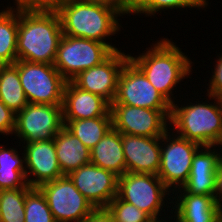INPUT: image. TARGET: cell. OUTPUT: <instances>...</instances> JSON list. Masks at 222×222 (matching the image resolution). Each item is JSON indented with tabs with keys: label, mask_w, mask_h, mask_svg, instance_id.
<instances>
[{
	"label": "cell",
	"mask_w": 222,
	"mask_h": 222,
	"mask_svg": "<svg viewBox=\"0 0 222 222\" xmlns=\"http://www.w3.org/2000/svg\"><path fill=\"white\" fill-rule=\"evenodd\" d=\"M62 36L56 10L18 9L17 60L54 64Z\"/></svg>",
	"instance_id": "6da1fadb"
},
{
	"label": "cell",
	"mask_w": 222,
	"mask_h": 222,
	"mask_svg": "<svg viewBox=\"0 0 222 222\" xmlns=\"http://www.w3.org/2000/svg\"><path fill=\"white\" fill-rule=\"evenodd\" d=\"M175 44V45H174ZM147 50V51H146ZM129 59L144 73L155 89L172 105L176 101L174 87L192 74V61L168 38H162L151 48ZM183 79V80H182ZM173 97V98H172Z\"/></svg>",
	"instance_id": "7a4b0ae2"
},
{
	"label": "cell",
	"mask_w": 222,
	"mask_h": 222,
	"mask_svg": "<svg viewBox=\"0 0 222 222\" xmlns=\"http://www.w3.org/2000/svg\"><path fill=\"white\" fill-rule=\"evenodd\" d=\"M56 11L63 35L96 40L107 43L113 51L119 50L106 42L107 37L121 31L118 17L123 15L117 9L87 0H65Z\"/></svg>",
	"instance_id": "3957f363"
},
{
	"label": "cell",
	"mask_w": 222,
	"mask_h": 222,
	"mask_svg": "<svg viewBox=\"0 0 222 222\" xmlns=\"http://www.w3.org/2000/svg\"><path fill=\"white\" fill-rule=\"evenodd\" d=\"M210 100L171 105L170 131L201 146H220L222 143V98L207 94ZM200 102V103H199ZM213 103V104H212ZM180 106V107H179ZM173 125V126H172ZM175 131V132H174Z\"/></svg>",
	"instance_id": "277c9868"
},
{
	"label": "cell",
	"mask_w": 222,
	"mask_h": 222,
	"mask_svg": "<svg viewBox=\"0 0 222 222\" xmlns=\"http://www.w3.org/2000/svg\"><path fill=\"white\" fill-rule=\"evenodd\" d=\"M21 85L28 103L62 105L66 80L54 64L17 60Z\"/></svg>",
	"instance_id": "5b68a950"
},
{
	"label": "cell",
	"mask_w": 222,
	"mask_h": 222,
	"mask_svg": "<svg viewBox=\"0 0 222 222\" xmlns=\"http://www.w3.org/2000/svg\"><path fill=\"white\" fill-rule=\"evenodd\" d=\"M113 52L107 43L63 35L54 66L68 82L82 71L101 64Z\"/></svg>",
	"instance_id": "8992f818"
},
{
	"label": "cell",
	"mask_w": 222,
	"mask_h": 222,
	"mask_svg": "<svg viewBox=\"0 0 222 222\" xmlns=\"http://www.w3.org/2000/svg\"><path fill=\"white\" fill-rule=\"evenodd\" d=\"M163 181L154 174L126 172L118 177L117 197L133 204L138 209L147 213L150 217H159L166 205L164 199L168 198L171 191ZM168 195V196H166ZM160 213V214H159Z\"/></svg>",
	"instance_id": "52a82bcc"
},
{
	"label": "cell",
	"mask_w": 222,
	"mask_h": 222,
	"mask_svg": "<svg viewBox=\"0 0 222 222\" xmlns=\"http://www.w3.org/2000/svg\"><path fill=\"white\" fill-rule=\"evenodd\" d=\"M201 147L198 143L180 137L173 131H167L161 136L160 168L157 176L169 191L174 193L187 182L193 157Z\"/></svg>",
	"instance_id": "ba28073f"
},
{
	"label": "cell",
	"mask_w": 222,
	"mask_h": 222,
	"mask_svg": "<svg viewBox=\"0 0 222 222\" xmlns=\"http://www.w3.org/2000/svg\"><path fill=\"white\" fill-rule=\"evenodd\" d=\"M38 188L45 196L56 222H84L95 210L68 175L46 182Z\"/></svg>",
	"instance_id": "9c48e42d"
},
{
	"label": "cell",
	"mask_w": 222,
	"mask_h": 222,
	"mask_svg": "<svg viewBox=\"0 0 222 222\" xmlns=\"http://www.w3.org/2000/svg\"><path fill=\"white\" fill-rule=\"evenodd\" d=\"M63 127L62 105L28 103L16 113L13 134L22 143H32L53 140Z\"/></svg>",
	"instance_id": "30bf717a"
},
{
	"label": "cell",
	"mask_w": 222,
	"mask_h": 222,
	"mask_svg": "<svg viewBox=\"0 0 222 222\" xmlns=\"http://www.w3.org/2000/svg\"><path fill=\"white\" fill-rule=\"evenodd\" d=\"M111 104H124L153 110H171V104L130 59L120 72L117 94Z\"/></svg>",
	"instance_id": "8fae6325"
},
{
	"label": "cell",
	"mask_w": 222,
	"mask_h": 222,
	"mask_svg": "<svg viewBox=\"0 0 222 222\" xmlns=\"http://www.w3.org/2000/svg\"><path fill=\"white\" fill-rule=\"evenodd\" d=\"M171 110L111 104L112 126L121 134L161 137L167 131Z\"/></svg>",
	"instance_id": "7c38bea8"
},
{
	"label": "cell",
	"mask_w": 222,
	"mask_h": 222,
	"mask_svg": "<svg viewBox=\"0 0 222 222\" xmlns=\"http://www.w3.org/2000/svg\"><path fill=\"white\" fill-rule=\"evenodd\" d=\"M129 54L114 51L101 64L82 71L71 82L78 88L97 94L110 104L117 94L118 78Z\"/></svg>",
	"instance_id": "4fadbf2b"
},
{
	"label": "cell",
	"mask_w": 222,
	"mask_h": 222,
	"mask_svg": "<svg viewBox=\"0 0 222 222\" xmlns=\"http://www.w3.org/2000/svg\"><path fill=\"white\" fill-rule=\"evenodd\" d=\"M68 176L95 209L106 208L117 196L118 176L95 164L83 165Z\"/></svg>",
	"instance_id": "5bb4252c"
},
{
	"label": "cell",
	"mask_w": 222,
	"mask_h": 222,
	"mask_svg": "<svg viewBox=\"0 0 222 222\" xmlns=\"http://www.w3.org/2000/svg\"><path fill=\"white\" fill-rule=\"evenodd\" d=\"M24 144L26 181L30 187H39L64 176L56 156L54 139Z\"/></svg>",
	"instance_id": "9a60e30c"
},
{
	"label": "cell",
	"mask_w": 222,
	"mask_h": 222,
	"mask_svg": "<svg viewBox=\"0 0 222 222\" xmlns=\"http://www.w3.org/2000/svg\"><path fill=\"white\" fill-rule=\"evenodd\" d=\"M126 172L157 175L160 168L161 137L122 134Z\"/></svg>",
	"instance_id": "2e32d148"
},
{
	"label": "cell",
	"mask_w": 222,
	"mask_h": 222,
	"mask_svg": "<svg viewBox=\"0 0 222 222\" xmlns=\"http://www.w3.org/2000/svg\"><path fill=\"white\" fill-rule=\"evenodd\" d=\"M63 120L91 119L112 116L111 104L103 97L66 82L62 102Z\"/></svg>",
	"instance_id": "e0dca14e"
},
{
	"label": "cell",
	"mask_w": 222,
	"mask_h": 222,
	"mask_svg": "<svg viewBox=\"0 0 222 222\" xmlns=\"http://www.w3.org/2000/svg\"><path fill=\"white\" fill-rule=\"evenodd\" d=\"M218 151L217 146H202L195 153L188 180L181 188L183 191L215 198V173L221 155Z\"/></svg>",
	"instance_id": "ac0fdd59"
},
{
	"label": "cell",
	"mask_w": 222,
	"mask_h": 222,
	"mask_svg": "<svg viewBox=\"0 0 222 222\" xmlns=\"http://www.w3.org/2000/svg\"><path fill=\"white\" fill-rule=\"evenodd\" d=\"M174 192L172 196L177 195L174 197L175 201L170 196L172 202L170 201L166 208L172 206V209H175V211L171 209L170 213L174 212L173 217L178 222H213L222 212V206L215 201L213 196L186 193L181 188Z\"/></svg>",
	"instance_id": "d6986e66"
},
{
	"label": "cell",
	"mask_w": 222,
	"mask_h": 222,
	"mask_svg": "<svg viewBox=\"0 0 222 222\" xmlns=\"http://www.w3.org/2000/svg\"><path fill=\"white\" fill-rule=\"evenodd\" d=\"M90 163L106 169L118 177L126 173L122 134L112 127L90 150Z\"/></svg>",
	"instance_id": "ffe728a7"
},
{
	"label": "cell",
	"mask_w": 222,
	"mask_h": 222,
	"mask_svg": "<svg viewBox=\"0 0 222 222\" xmlns=\"http://www.w3.org/2000/svg\"><path fill=\"white\" fill-rule=\"evenodd\" d=\"M54 144L63 175L90 163V150L65 126L54 137Z\"/></svg>",
	"instance_id": "44dd1931"
},
{
	"label": "cell",
	"mask_w": 222,
	"mask_h": 222,
	"mask_svg": "<svg viewBox=\"0 0 222 222\" xmlns=\"http://www.w3.org/2000/svg\"><path fill=\"white\" fill-rule=\"evenodd\" d=\"M15 148L6 149L0 145V190L25 188L26 181L25 154L19 156Z\"/></svg>",
	"instance_id": "7402d4cb"
},
{
	"label": "cell",
	"mask_w": 222,
	"mask_h": 222,
	"mask_svg": "<svg viewBox=\"0 0 222 222\" xmlns=\"http://www.w3.org/2000/svg\"><path fill=\"white\" fill-rule=\"evenodd\" d=\"M0 10V64L9 65L17 61L18 9Z\"/></svg>",
	"instance_id": "603a6c76"
},
{
	"label": "cell",
	"mask_w": 222,
	"mask_h": 222,
	"mask_svg": "<svg viewBox=\"0 0 222 222\" xmlns=\"http://www.w3.org/2000/svg\"><path fill=\"white\" fill-rule=\"evenodd\" d=\"M64 126L91 150L113 127L112 116L91 119L63 120Z\"/></svg>",
	"instance_id": "cb8c5ba5"
},
{
	"label": "cell",
	"mask_w": 222,
	"mask_h": 222,
	"mask_svg": "<svg viewBox=\"0 0 222 222\" xmlns=\"http://www.w3.org/2000/svg\"><path fill=\"white\" fill-rule=\"evenodd\" d=\"M0 100L14 113L28 104L18 69L13 64L0 66Z\"/></svg>",
	"instance_id": "d4e9b609"
},
{
	"label": "cell",
	"mask_w": 222,
	"mask_h": 222,
	"mask_svg": "<svg viewBox=\"0 0 222 222\" xmlns=\"http://www.w3.org/2000/svg\"><path fill=\"white\" fill-rule=\"evenodd\" d=\"M31 188L0 190V222H25V197Z\"/></svg>",
	"instance_id": "484cf974"
},
{
	"label": "cell",
	"mask_w": 222,
	"mask_h": 222,
	"mask_svg": "<svg viewBox=\"0 0 222 222\" xmlns=\"http://www.w3.org/2000/svg\"><path fill=\"white\" fill-rule=\"evenodd\" d=\"M208 4L210 3L207 0H134L133 13L154 17V14L161 13V10L182 8H199L200 10V8H206Z\"/></svg>",
	"instance_id": "4316f807"
},
{
	"label": "cell",
	"mask_w": 222,
	"mask_h": 222,
	"mask_svg": "<svg viewBox=\"0 0 222 222\" xmlns=\"http://www.w3.org/2000/svg\"><path fill=\"white\" fill-rule=\"evenodd\" d=\"M25 222H56L45 196L38 187H32L26 193Z\"/></svg>",
	"instance_id": "83f0119b"
},
{
	"label": "cell",
	"mask_w": 222,
	"mask_h": 222,
	"mask_svg": "<svg viewBox=\"0 0 222 222\" xmlns=\"http://www.w3.org/2000/svg\"><path fill=\"white\" fill-rule=\"evenodd\" d=\"M106 209L115 222H146L150 218L147 213L117 196L110 201Z\"/></svg>",
	"instance_id": "f1b7e54d"
},
{
	"label": "cell",
	"mask_w": 222,
	"mask_h": 222,
	"mask_svg": "<svg viewBox=\"0 0 222 222\" xmlns=\"http://www.w3.org/2000/svg\"><path fill=\"white\" fill-rule=\"evenodd\" d=\"M65 0H15L11 8L20 10H56Z\"/></svg>",
	"instance_id": "f546056e"
},
{
	"label": "cell",
	"mask_w": 222,
	"mask_h": 222,
	"mask_svg": "<svg viewBox=\"0 0 222 222\" xmlns=\"http://www.w3.org/2000/svg\"><path fill=\"white\" fill-rule=\"evenodd\" d=\"M217 61L215 62L214 70L212 71L213 75L209 78V89L207 93L212 96L222 98V52L221 55H217Z\"/></svg>",
	"instance_id": "4dcf8cb0"
},
{
	"label": "cell",
	"mask_w": 222,
	"mask_h": 222,
	"mask_svg": "<svg viewBox=\"0 0 222 222\" xmlns=\"http://www.w3.org/2000/svg\"><path fill=\"white\" fill-rule=\"evenodd\" d=\"M15 118L16 113L9 109L1 100H0V134L9 135L13 134L15 129Z\"/></svg>",
	"instance_id": "1f68e13d"
},
{
	"label": "cell",
	"mask_w": 222,
	"mask_h": 222,
	"mask_svg": "<svg viewBox=\"0 0 222 222\" xmlns=\"http://www.w3.org/2000/svg\"><path fill=\"white\" fill-rule=\"evenodd\" d=\"M95 3H102L117 9L122 15L133 14L134 0H87Z\"/></svg>",
	"instance_id": "d6a6232c"
},
{
	"label": "cell",
	"mask_w": 222,
	"mask_h": 222,
	"mask_svg": "<svg viewBox=\"0 0 222 222\" xmlns=\"http://www.w3.org/2000/svg\"><path fill=\"white\" fill-rule=\"evenodd\" d=\"M84 222H115V220L106 208H97Z\"/></svg>",
	"instance_id": "836d02e7"
},
{
	"label": "cell",
	"mask_w": 222,
	"mask_h": 222,
	"mask_svg": "<svg viewBox=\"0 0 222 222\" xmlns=\"http://www.w3.org/2000/svg\"><path fill=\"white\" fill-rule=\"evenodd\" d=\"M215 180V201L222 206V152L218 161Z\"/></svg>",
	"instance_id": "e575fe53"
},
{
	"label": "cell",
	"mask_w": 222,
	"mask_h": 222,
	"mask_svg": "<svg viewBox=\"0 0 222 222\" xmlns=\"http://www.w3.org/2000/svg\"><path fill=\"white\" fill-rule=\"evenodd\" d=\"M146 222H168V219L164 220L163 218H161L160 220V217H150Z\"/></svg>",
	"instance_id": "d590c367"
},
{
	"label": "cell",
	"mask_w": 222,
	"mask_h": 222,
	"mask_svg": "<svg viewBox=\"0 0 222 222\" xmlns=\"http://www.w3.org/2000/svg\"><path fill=\"white\" fill-rule=\"evenodd\" d=\"M220 145H221V146H218L219 150H221V149H222V148H221V147H222V143H221Z\"/></svg>",
	"instance_id": "8d00e7d4"
}]
</instances>
